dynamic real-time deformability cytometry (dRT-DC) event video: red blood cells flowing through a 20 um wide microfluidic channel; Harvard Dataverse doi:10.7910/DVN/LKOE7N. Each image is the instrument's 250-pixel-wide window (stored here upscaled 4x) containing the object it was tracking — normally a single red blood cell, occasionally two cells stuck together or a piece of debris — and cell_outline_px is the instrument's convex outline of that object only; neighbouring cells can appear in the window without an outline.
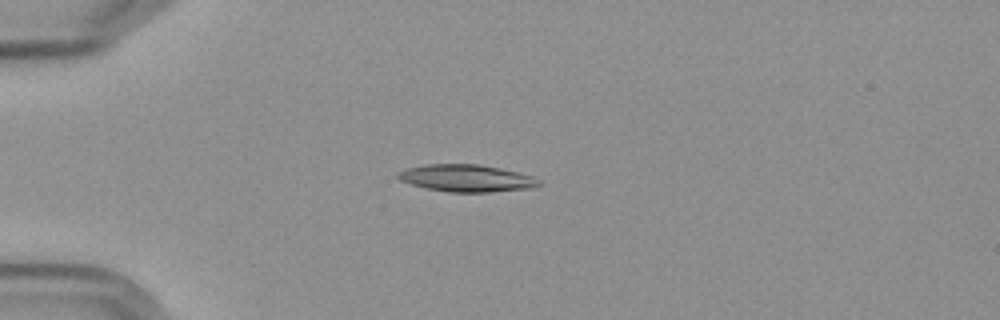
{"species": "Egyptian fruit bat (a non-hibernating species)", "species_latin": "Rousettus aegyptiacus", "temperature_condition": "cold", "stored_images_in_passage": 56, "camera_frame_rate_fps": 3000, "um_per_image_px": 0.085, "frame": {"image": 1, "passage_image": 14, "time_ms": 4.333, "image_size_px": [1000, 320], "cell_outline_px": [[540, 184], [528, 188], [488, 192], [448, 192], [424, 188], [400, 180], [396, 176], [396, 172], [404, 168], [424, 164], [480, 164], [500, 168], [532, 176], [540, 180]], "centroid_in_image_um": [39.57, 15.13], "position_along_channel_um": 45.4, "area_um2": 22.31}}
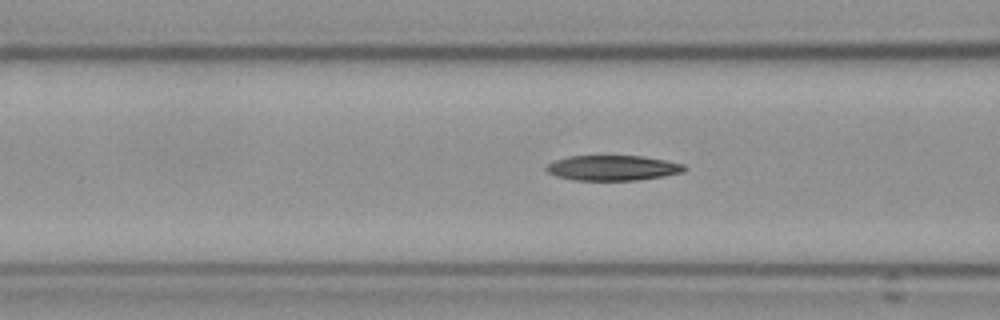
{"frame": {"image": 2, "passage_image": 22, "time_ms": 7.0, "image_size_px": [1000, 320], "cell_outline_px": [[688, 168], [684, 172], [664, 176], [636, 180], [576, 180], [556, 176], [548, 172], [544, 168], [544, 164], [568, 156], [644, 156], [668, 160], [684, 164]], "centroid_in_image_um": [52.1, 14.26], "position_along_channel_um": 114.5, "area_um2": 20.46}}
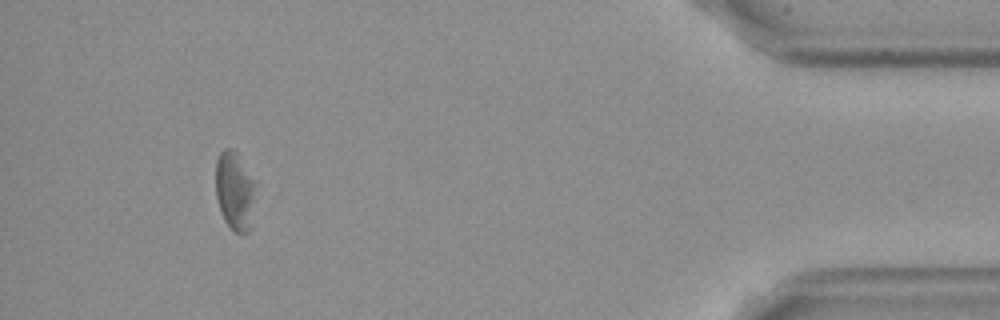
{"frame": {"image": 3, "passage_image": 52, "time_ms": 17.0, "image_size_px": [1000, 320], "cell_outline_px": [[256, 180], [252, 228], [248, 232], [236, 232], [224, 220], [220, 212], [216, 196], [216, 160], [220, 152], [224, 148], [232, 148], [236, 152]], "centroid_in_image_um": [19.98, 16.22], "position_along_channel_um": 415.2, "area_um2": 18.67}, "authors_computed_cell_mechanics": {"area_um2": 21.675, "velocity_mm_per_s": 3.5596, "shape_relaxation_time_tau1_ms": 3.1528, "shape_relaxation_time_tau2_ms": null, "deformation_change_tau1": 0.1138, "deformation_change_tau2": null}}